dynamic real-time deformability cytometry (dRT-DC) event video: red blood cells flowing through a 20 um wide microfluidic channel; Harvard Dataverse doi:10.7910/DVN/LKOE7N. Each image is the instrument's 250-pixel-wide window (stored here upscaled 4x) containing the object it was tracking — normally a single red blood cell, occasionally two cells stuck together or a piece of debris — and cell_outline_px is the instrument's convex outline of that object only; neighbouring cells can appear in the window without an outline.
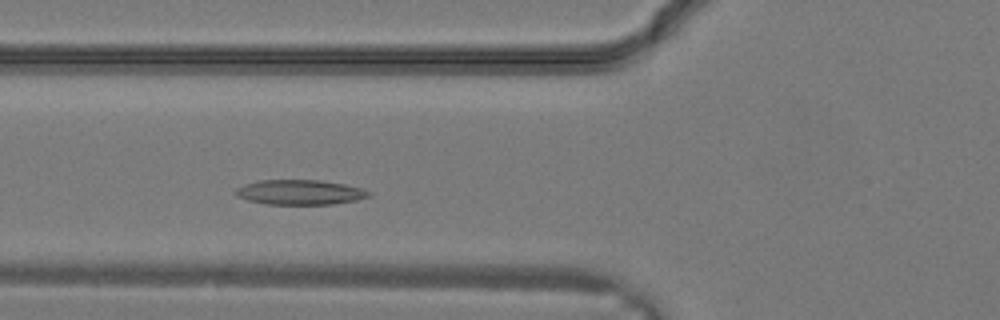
{"species": "common noctule bat (a hibernating species)", "species_latin": "Nyctalus noctula", "temperature_condition": "warm", "stored_images_in_passage": 27, "camera_frame_rate_fps": 3000, "um_per_image_px": 0.085, "animal": {"sex": "male", "body_mass_g": 19.2, "forearm_length_mm": 51.8}, "frame": {"image": 1, "passage_image": 7, "time_ms": 2.0, "image_size_px": [1000, 320], "cell_outline_px": [[372, 192], [368, 196], [356, 200], [332, 204], [264, 204], [248, 200], [236, 196], [232, 192], [236, 188], [244, 184], [260, 180], [316, 180], [344, 184], [360, 188]], "centroid_in_image_um": [25.42, 16.34], "position_along_channel_um": 100.4, "area_um2": 19.25}}
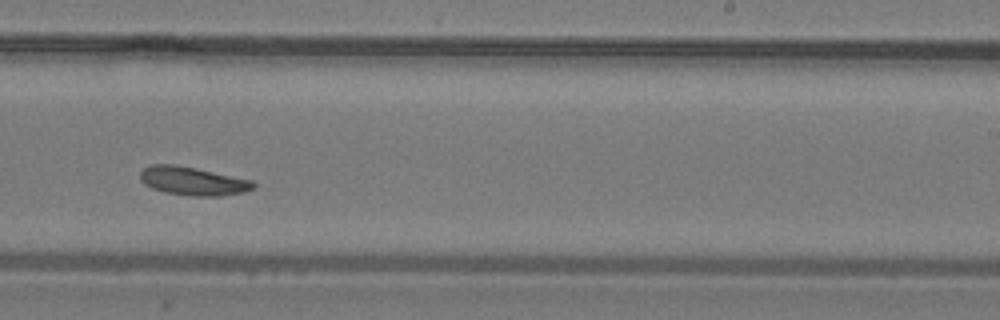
{"frame": {"image": 2, "passage_image": 15, "time_ms": 4.667, "image_size_px": [1000, 320], "cell_outline_px": [[256, 188], [244, 192], [220, 196], [192, 196], [164, 192], [152, 188], [144, 184], [140, 180], [140, 172], [144, 168], [152, 164], [176, 164], [196, 168], [252, 180], [256, 184]], "centroid_in_image_um": [16.4, 15.39], "position_along_channel_um": 272.6, "area_um2": 18.9}}
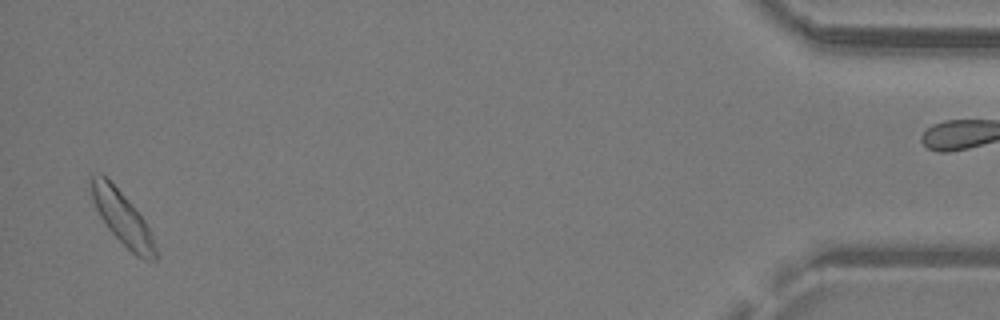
{"frame": {"image": 3, "passage_image": 26, "time_ms": 8.333, "image_size_px": [1000, 320], "cell_outline_px": [[156, 260], [144, 260], [136, 256], [108, 228], [100, 216], [92, 200], [88, 180], [88, 176], [100, 172], [136, 208], [152, 232], [156, 248]], "centroid_in_image_um": [10.38, 18.5], "position_along_channel_um": 424.8, "area_um2": 19.88}}